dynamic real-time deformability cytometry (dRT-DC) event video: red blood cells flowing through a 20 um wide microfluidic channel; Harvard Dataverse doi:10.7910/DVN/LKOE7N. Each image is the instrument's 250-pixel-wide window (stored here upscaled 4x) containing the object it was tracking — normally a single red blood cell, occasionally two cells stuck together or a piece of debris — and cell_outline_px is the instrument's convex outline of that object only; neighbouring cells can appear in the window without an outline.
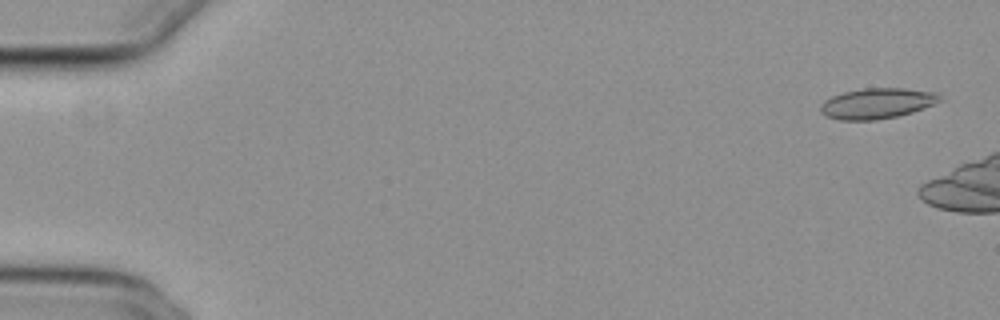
{"species": "common noctule bat (a hibernating species)", "species_latin": "Nyctalus noctula", "temperature_condition": "cold", "stored_images_in_passage": 14, "camera_frame_rate_fps": 3000, "um_per_image_px": 0.085, "animal": {"sex": "female", "body_mass_g": 29.2, "forearm_length_mm": 56.3}, "frame": {"image": 1, "passage_image": 2, "time_ms": 0.333, "image_size_px": [1000, 320], "cell_outline_px": [[944, 100], [936, 104], [912, 112], [896, 116], [876, 120], [840, 120], [824, 116], [820, 112], [820, 104], [824, 100], [832, 96], [844, 92], [864, 88], [904, 88], [940, 92]], "centroid_in_image_um": [74.59, 8.78], "position_along_channel_um": 10.4, "area_um2": 21.62}}